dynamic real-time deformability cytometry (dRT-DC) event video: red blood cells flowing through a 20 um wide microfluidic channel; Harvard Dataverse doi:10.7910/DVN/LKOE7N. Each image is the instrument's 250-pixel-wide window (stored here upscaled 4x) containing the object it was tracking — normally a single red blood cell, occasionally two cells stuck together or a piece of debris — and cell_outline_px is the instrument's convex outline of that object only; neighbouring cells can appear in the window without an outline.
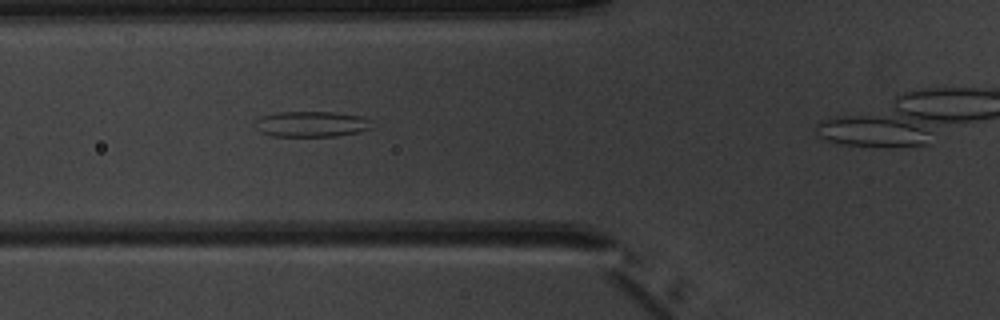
{"species": "common noctule bat (a hibernating species)", "species_latin": "Nyctalus noctula", "temperature_condition": "warm", "stored_images_in_passage": 6, "camera_frame_rate_fps": 3000, "um_per_image_px": 0.085, "animal": {"sex": "male", "body_mass_g": 20.1, "forearm_length_mm": 53.5}, "frame": {"image": 1, "passage_image": 4, "time_ms": 3.667, "image_size_px": [1000, 320], "cell_outline_px": [[376, 128], [360, 132], [336, 136], [272, 136], [260, 132], [256, 128], [256, 120], [260, 116], [276, 112], [332, 112], [360, 116], [372, 120]], "centroid_in_image_um": [26.53, 10.55], "position_along_channel_um": 99.3, "area_um2": 17.74}}